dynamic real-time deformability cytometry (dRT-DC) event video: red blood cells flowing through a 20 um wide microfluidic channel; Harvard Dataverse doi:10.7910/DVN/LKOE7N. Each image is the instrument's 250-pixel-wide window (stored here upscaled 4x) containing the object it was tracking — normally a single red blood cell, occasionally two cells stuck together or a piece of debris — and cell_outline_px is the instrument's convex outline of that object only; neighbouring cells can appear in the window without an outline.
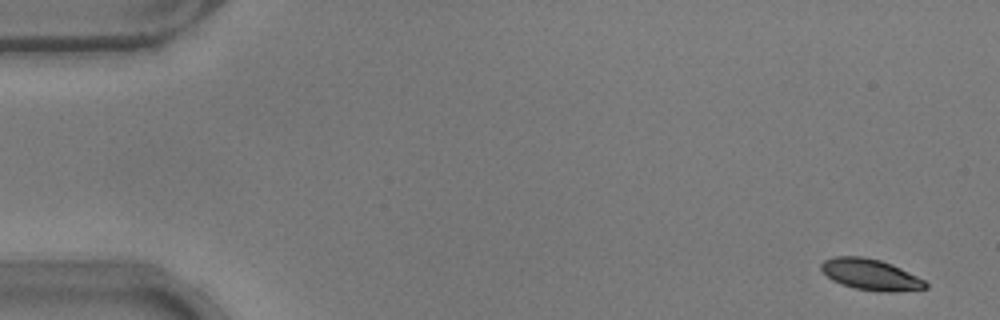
{"species": "common noctule bat (a hibernating species)", "species_latin": "Nyctalus noctula", "temperature_condition": "warm", "stored_images_in_passage": 8, "camera_frame_rate_fps": 3000, "um_per_image_px": 0.085, "animal": {"sex": "male", "body_mass_g": 17.9}, "frame": {"image": 1, "passage_image": 1, "time_ms": 0.0, "image_size_px": [1000, 320], "cell_outline_px": [[928, 288], [896, 292], [880, 292], [856, 288], [840, 284], [832, 280], [820, 268], [820, 264], [824, 260], [836, 256], [864, 256], [880, 260], [892, 264], [924, 280], [928, 284]], "centroid_in_image_um": [74.0, 23.34], "position_along_channel_um": 11.0, "area_um2": 18.9}}